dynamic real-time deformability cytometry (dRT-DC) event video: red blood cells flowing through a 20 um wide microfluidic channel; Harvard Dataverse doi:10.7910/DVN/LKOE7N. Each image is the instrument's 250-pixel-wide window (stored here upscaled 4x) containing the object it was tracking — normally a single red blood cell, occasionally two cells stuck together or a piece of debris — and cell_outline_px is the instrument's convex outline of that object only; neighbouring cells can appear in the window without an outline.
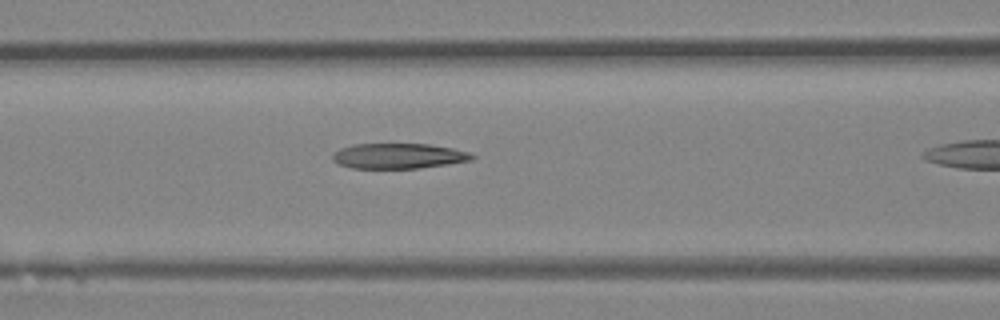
{"species": "Egyptian fruit bat (a non-hibernating species)", "species_latin": "Rousettus aegyptiacus", "temperature_condition": "room temperature", "stored_images_in_passage": 15, "camera_frame_rate_fps": 3000, "um_per_image_px": 0.085, "animal": {"sex": "female"}, "frame": {"image": 1, "passage_image": 9, "time_ms": 2.667, "image_size_px": [1000, 320], "cell_outline_px": [[476, 156], [472, 160], [416, 168], [352, 168], [340, 164], [332, 160], [332, 156], [340, 148], [352, 144], [428, 144], [452, 148], [468, 152]], "centroid_in_image_um": [33.85, 13.25], "position_along_channel_um": 132.7, "area_um2": 20.29}}
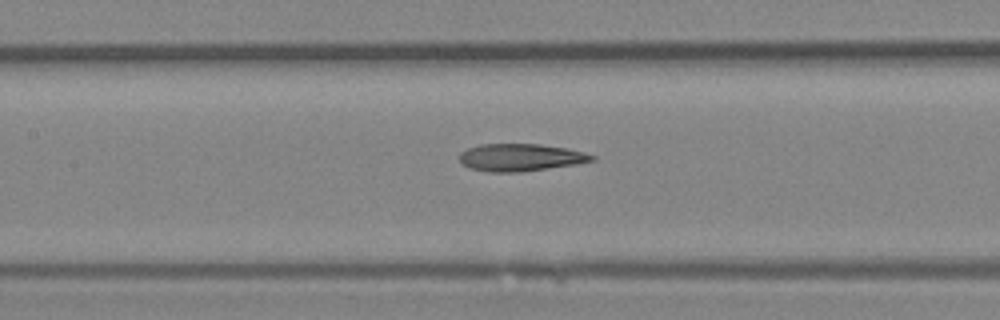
{"frame": {"image": 2, "passage_image": 11, "time_ms": 3.333, "image_size_px": [1000, 320], "cell_outline_px": [[596, 160], [576, 164], [520, 172], [488, 172], [468, 168], [460, 164], [460, 152], [468, 148], [480, 144], [540, 144], [568, 148], [584, 152], [596, 156]], "centroid_in_image_um": [44.23, 13.38], "position_along_channel_um": 163.2, "area_um2": 21.33}}